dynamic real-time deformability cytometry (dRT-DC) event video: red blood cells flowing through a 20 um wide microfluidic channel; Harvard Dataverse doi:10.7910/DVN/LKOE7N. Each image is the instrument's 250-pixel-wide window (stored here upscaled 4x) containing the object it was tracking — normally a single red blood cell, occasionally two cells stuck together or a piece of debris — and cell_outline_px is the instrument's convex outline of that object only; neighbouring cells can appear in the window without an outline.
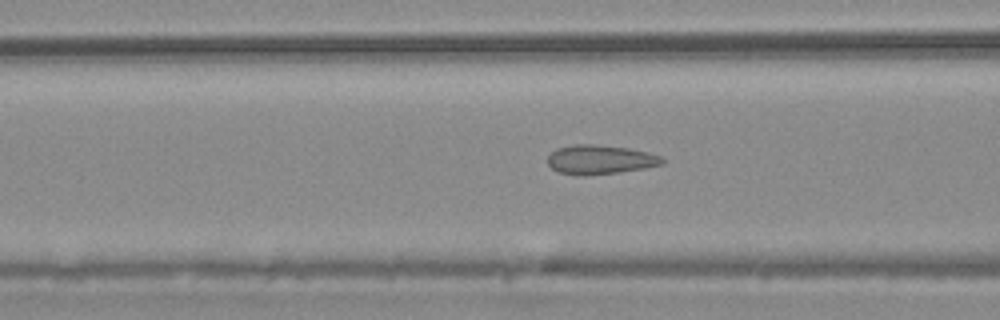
{"species": "common noctule bat (a hibernating species)", "species_latin": "Nyctalus noctula", "temperature_condition": "warm", "stored_images_in_passage": 54, "camera_frame_rate_fps": 3000, "um_per_image_px": 0.085, "animal": {"sex": "male", "body_mass_g": 20.4}, "frame": {"image": 1, "passage_image": 21, "time_ms": 6.667, "image_size_px": [1000, 320], "cell_outline_px": [[664, 164], [644, 168], [616, 172], [584, 176], [576, 176], [560, 172], [552, 168], [548, 164], [548, 156], [556, 148], [572, 144], [592, 144], [628, 148], [660, 156], [664, 160]], "centroid_in_image_um": [50.96, 13.57], "position_along_channel_um": 115.6, "area_um2": 19.36}}
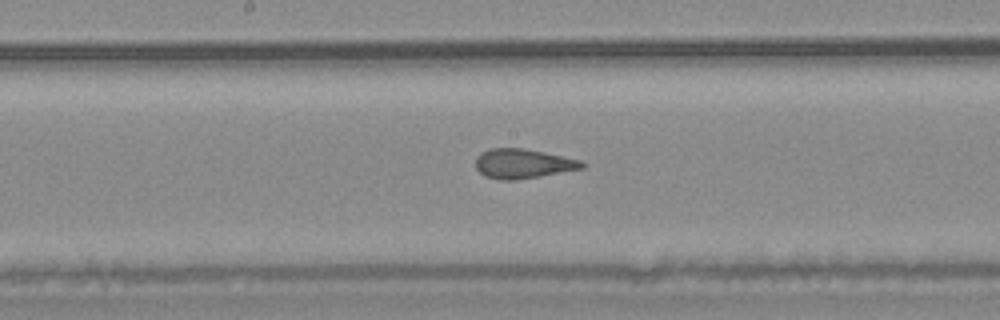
{"frame": {"image": 2, "passage_image": 28, "time_ms": 9.0, "image_size_px": [1000, 320], "cell_outline_px": [[584, 168], [540, 176], [516, 180], [500, 180], [484, 176], [476, 168], [476, 156], [480, 152], [492, 148], [524, 148], [544, 152], [580, 160], [584, 164]], "centroid_in_image_um": [44.41, 13.91], "position_along_channel_um": 203.8, "area_um2": 18.26}}
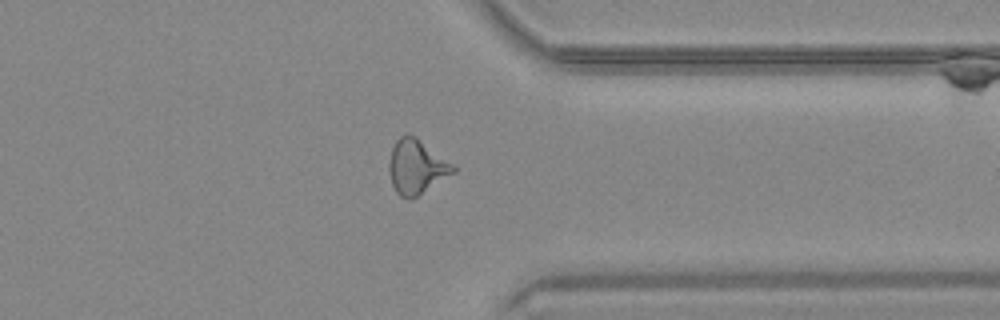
{"frame": {"image": 3, "passage_image": 42, "time_ms": 13.667, "image_size_px": [1000, 320], "cell_outline_px": [[456, 172], [416, 196], [408, 200], [400, 196], [396, 192], [392, 184], [388, 168], [388, 164], [392, 148], [396, 140], [400, 136], [416, 136], [452, 164], [456, 168]], "centroid_in_image_um": [35.38, 14.19], "position_along_channel_um": 376.0, "area_um2": 20.0}, "authors_computed_cell_mechanics": {"area_um2": 19.7965, "velocity_mm_per_s": 3.7696, "shape_relaxation_time_tau1_ms": null, "shape_relaxation_time_tau2_ms": 1.3849, "deformation_change_tau1": null, "deformation_change_tau2": 0.0799}}